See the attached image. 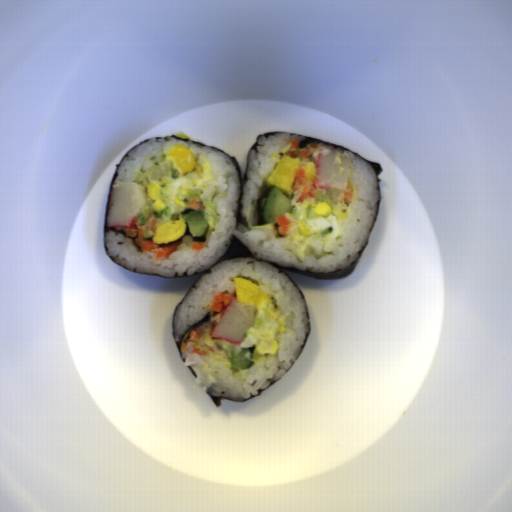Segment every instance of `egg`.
<instances>
[{
	"mask_svg": "<svg viewBox=\"0 0 512 512\" xmlns=\"http://www.w3.org/2000/svg\"><path fill=\"white\" fill-rule=\"evenodd\" d=\"M319 148L306 158L284 154L274 166L266 181L269 188L277 186L290 200L292 212L284 214L290 221L287 234L288 249L297 258L329 256L351 210L345 202L346 191L314 189L312 197L300 198L302 186L292 189L297 168H304L306 183L316 182V163Z\"/></svg>",
	"mask_w": 512,
	"mask_h": 512,
	"instance_id": "egg-1",
	"label": "egg"
},
{
	"mask_svg": "<svg viewBox=\"0 0 512 512\" xmlns=\"http://www.w3.org/2000/svg\"><path fill=\"white\" fill-rule=\"evenodd\" d=\"M194 156V168L190 173H181L168 160L171 168L168 175L141 184L145 187L147 205L134 225L138 230L142 228L144 240H151L157 246L180 241L187 230L182 213L190 209L191 200L204 203L201 211L209 225L208 229L216 225V204L204 200L213 169L204 155Z\"/></svg>",
	"mask_w": 512,
	"mask_h": 512,
	"instance_id": "egg-2",
	"label": "egg"
},
{
	"mask_svg": "<svg viewBox=\"0 0 512 512\" xmlns=\"http://www.w3.org/2000/svg\"><path fill=\"white\" fill-rule=\"evenodd\" d=\"M232 289L238 301L255 310L253 326L247 329L239 346H255L254 363L275 355L279 349L277 333L288 329L277 299L269 288L246 276H232Z\"/></svg>",
	"mask_w": 512,
	"mask_h": 512,
	"instance_id": "egg-3",
	"label": "egg"
},
{
	"mask_svg": "<svg viewBox=\"0 0 512 512\" xmlns=\"http://www.w3.org/2000/svg\"><path fill=\"white\" fill-rule=\"evenodd\" d=\"M213 329L214 327L200 332V338L195 342V347L206 352V355H201L205 360L225 368L234 369L224 351L232 343L227 340L211 337Z\"/></svg>",
	"mask_w": 512,
	"mask_h": 512,
	"instance_id": "egg-4",
	"label": "egg"
}]
</instances>
